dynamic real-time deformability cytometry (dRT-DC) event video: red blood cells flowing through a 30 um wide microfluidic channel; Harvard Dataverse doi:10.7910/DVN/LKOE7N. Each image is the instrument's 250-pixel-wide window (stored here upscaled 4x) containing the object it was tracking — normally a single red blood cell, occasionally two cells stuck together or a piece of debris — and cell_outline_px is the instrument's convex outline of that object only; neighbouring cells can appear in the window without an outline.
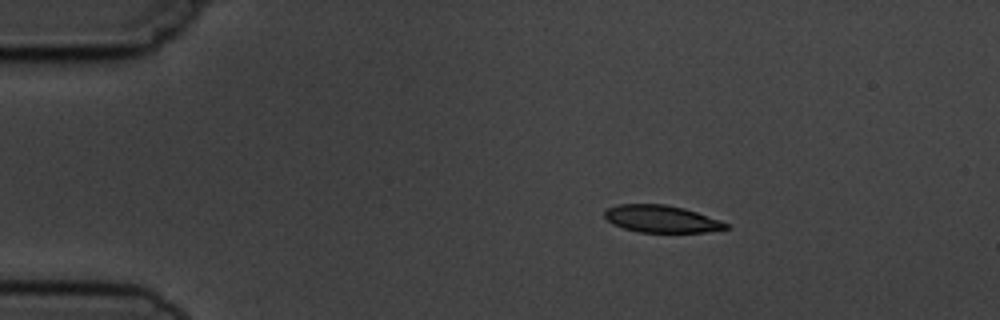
{"species": "common noctule bat (a hibernating species)", "species_latin": "Nyctalus noctula", "temperature_condition": "cold", "stored_images_in_passage": 3, "camera_frame_rate_fps": 3000, "um_per_image_px": 0.085, "animal": {"sex": "male", "body_mass_g": 19.5, "forearm_length_mm": 54.6}, "frame": {"image": 1, "passage_image": 1, "time_ms": 0.0, "image_size_px": [1000, 320], "cell_outline_px": [[728, 228], [704, 232], [640, 232], [624, 228], [612, 224], [604, 216], [604, 208], [616, 204], [664, 204], [684, 208], [720, 220], [728, 224]], "centroid_in_image_um": [56.16, 18.59], "position_along_channel_um": 28.8, "area_um2": 19.19}}
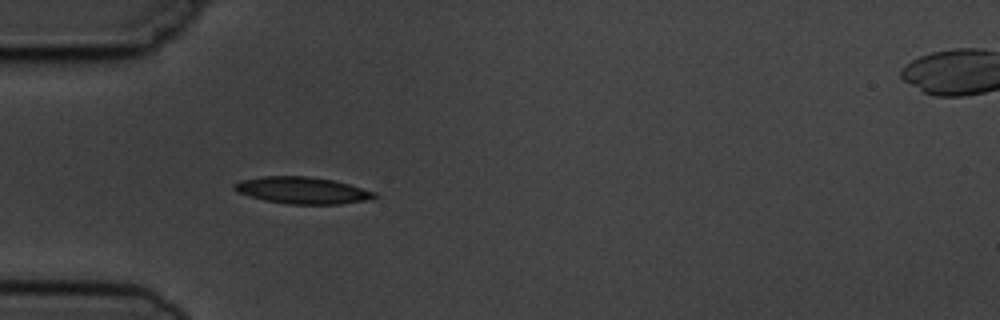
{"frame": {"image": 2, "passage_image": 3, "time_ms": 2.333, "image_size_px": [1000, 320], "cell_outline_px": [[376, 196], [364, 200], [340, 204], [288, 204], [264, 200], [240, 192], [232, 188], [232, 184], [240, 180], [264, 176], [308, 176], [332, 180], [348, 184], [376, 192]], "centroid_in_image_um": [25.66, 16.17], "position_along_channel_um": 59.3, "area_um2": 21.56}}